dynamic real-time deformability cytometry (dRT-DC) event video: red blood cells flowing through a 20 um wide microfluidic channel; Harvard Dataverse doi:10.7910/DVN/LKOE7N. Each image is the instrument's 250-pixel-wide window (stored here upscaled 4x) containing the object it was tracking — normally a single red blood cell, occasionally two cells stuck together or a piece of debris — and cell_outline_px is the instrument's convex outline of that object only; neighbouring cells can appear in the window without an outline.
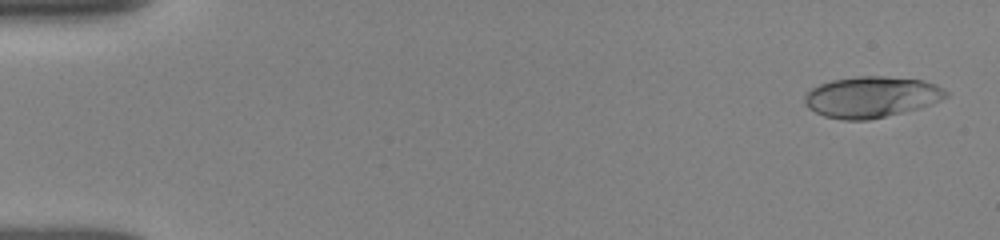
{"species": "human", "species_latin": "Homo sapiens", "temperature_condition": "room temperature", "stored_images_in_passage": 10, "camera_frame_rate_fps": 3000, "um_per_image_px": 0.085, "donor": {"sex": "female"}, "frame": {"image": 1, "passage_image": 1, "time_ms": 0.0, "image_size_px": [1000, 240], "cell_outline_px": [[948, 96], [940, 100], [916, 108], [868, 120], [844, 120], [824, 116], [808, 108], [804, 104], [804, 96], [812, 88], [820, 84], [832, 80], [856, 76], [884, 76], [924, 80], [936, 84], [944, 88], [948, 92]], "centroid_in_image_um": [74.05, 8.23], "position_along_channel_um": 11.0, "area_um2": 33.58}}
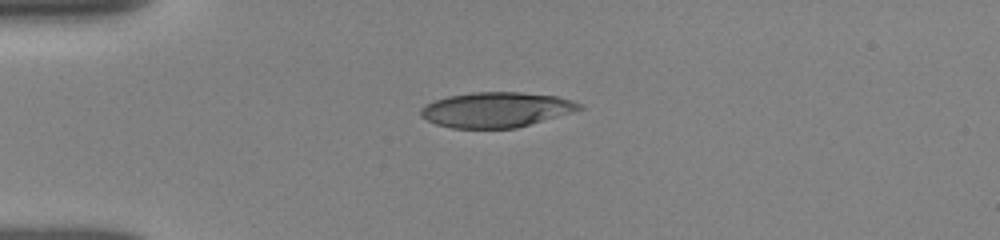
{"frame": {"image": 2, "passage_image": 7, "time_ms": 3.667, "image_size_px": [1000, 240], "cell_outline_px": [[584, 108], [516, 128], [452, 128], [436, 124], [420, 116], [420, 108], [436, 100], [448, 96], [472, 92], [520, 92], [556, 96], [572, 100], [580, 104]], "centroid_in_image_um": [42.15, 9.32], "position_along_channel_um": 42.9, "area_um2": 32.14}}
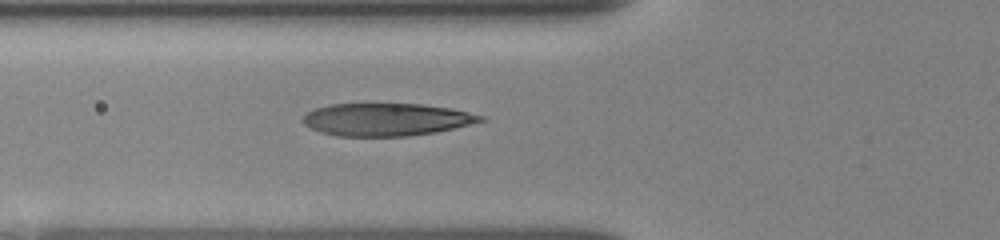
{"frame": {"image": 3, "passage_image": 10, "time_ms": 5.667, "image_size_px": [1000, 240], "cell_outline_px": [[484, 120], [436, 132], [408, 136], [336, 136], [320, 132], [304, 124], [304, 116], [308, 112], [316, 108], [332, 104], [420, 104], [452, 108], [484, 116]], "centroid_in_image_um": [32.83, 10.16], "position_along_channel_um": 93.0, "area_um2": 33.41}}